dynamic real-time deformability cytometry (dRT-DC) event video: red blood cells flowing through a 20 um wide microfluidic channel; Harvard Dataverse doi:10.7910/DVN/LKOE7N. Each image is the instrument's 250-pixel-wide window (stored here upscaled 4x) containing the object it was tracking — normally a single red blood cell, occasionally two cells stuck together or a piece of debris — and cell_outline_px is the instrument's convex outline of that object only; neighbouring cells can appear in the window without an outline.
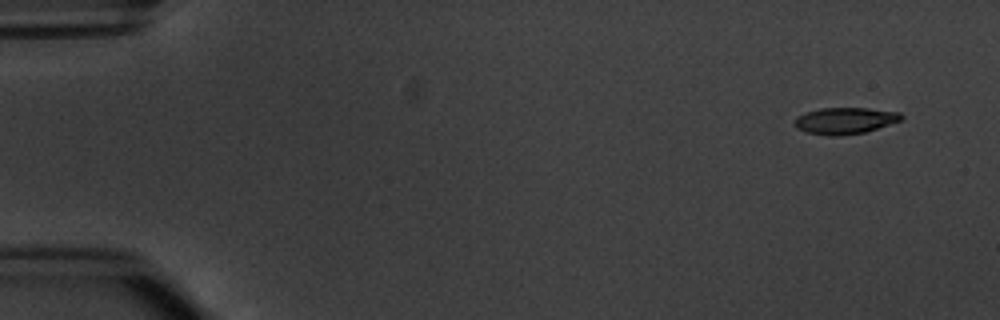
{"species": "common noctule bat (a hibernating species)", "species_latin": "Nyctalus noctula", "temperature_condition": "warm", "stored_images_in_passage": 4, "camera_frame_rate_fps": 3000, "um_per_image_px": 0.085, "animal": {"sex": "male", "body_mass_g": 20.1, "forearm_length_mm": 53.5}, "frame": {"image": 1, "passage_image": 1, "time_ms": 0.0, "image_size_px": [1000, 320], "cell_outline_px": [[904, 120], [864, 132], [836, 136], [808, 132], [796, 128], [796, 116], [804, 112], [820, 108], [868, 108], [900, 112], [904, 116]], "centroid_in_image_um": [71.87, 10.24], "position_along_channel_um": 13.1, "area_um2": 16.42}}